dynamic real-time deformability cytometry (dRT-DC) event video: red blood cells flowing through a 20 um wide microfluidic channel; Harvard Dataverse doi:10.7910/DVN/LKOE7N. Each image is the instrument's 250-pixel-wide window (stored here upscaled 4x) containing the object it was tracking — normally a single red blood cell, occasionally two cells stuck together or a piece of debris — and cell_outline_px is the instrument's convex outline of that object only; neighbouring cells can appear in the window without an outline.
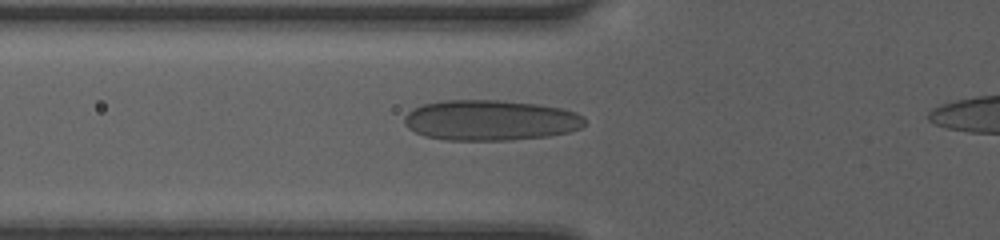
{"species": "human", "species_latin": "Homo sapiens", "temperature_condition": "room temperature", "stored_images_in_passage": 16, "camera_frame_rate_fps": 3000, "um_per_image_px": 0.085, "donor": {"sex": "female"}, "frame": {"image": 1, "passage_image": 6, "time_ms": 1.667, "image_size_px": [1000, 240], "cell_outline_px": [[584, 124], [580, 128], [568, 132], [548, 136], [512, 140], [444, 140], [424, 136], [408, 128], [404, 124], [404, 116], [412, 108], [424, 104], [440, 100], [500, 100], [536, 104], [560, 108], [576, 112], [584, 116]], "centroid_in_image_um": [41.65, 10.22], "position_along_channel_um": 84.1, "area_um2": 42.77}}
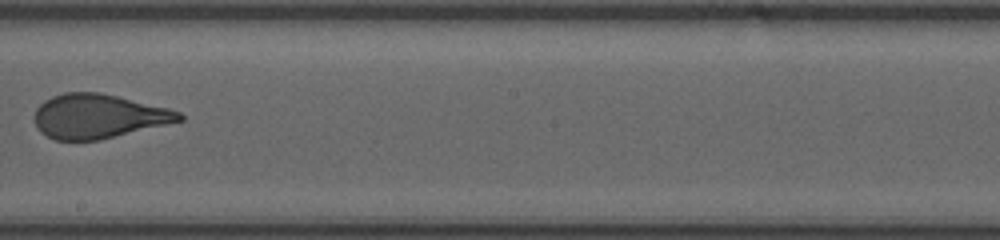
{"frame": {"image": 2, "passage_image": 12, "time_ms": 3.667, "image_size_px": [1000, 240], "cell_outline_px": [[184, 120], [100, 140], [56, 140], [40, 132], [36, 128], [32, 116], [36, 108], [44, 100], [52, 96], [64, 92], [100, 92], [168, 108], [180, 112], [184, 116]], "centroid_in_image_um": [8.32, 9.88], "position_along_channel_um": 239.9, "area_um2": 37.45}}
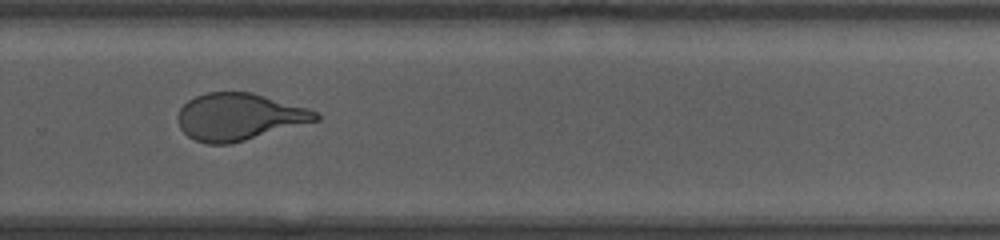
{"frame": {"image": 3, "passage_image": 15, "time_ms": 4.667, "image_size_px": [1000, 240], "cell_outline_px": [[320, 120], [244, 140], [228, 144], [208, 144], [196, 140], [188, 136], [180, 128], [176, 116], [180, 108], [188, 100], [196, 96], [208, 92], [252, 92], [308, 108], [316, 112], [320, 116]], "centroid_in_image_um": [20.3, 9.92], "position_along_channel_um": 309.5, "area_um2": 37.63}}